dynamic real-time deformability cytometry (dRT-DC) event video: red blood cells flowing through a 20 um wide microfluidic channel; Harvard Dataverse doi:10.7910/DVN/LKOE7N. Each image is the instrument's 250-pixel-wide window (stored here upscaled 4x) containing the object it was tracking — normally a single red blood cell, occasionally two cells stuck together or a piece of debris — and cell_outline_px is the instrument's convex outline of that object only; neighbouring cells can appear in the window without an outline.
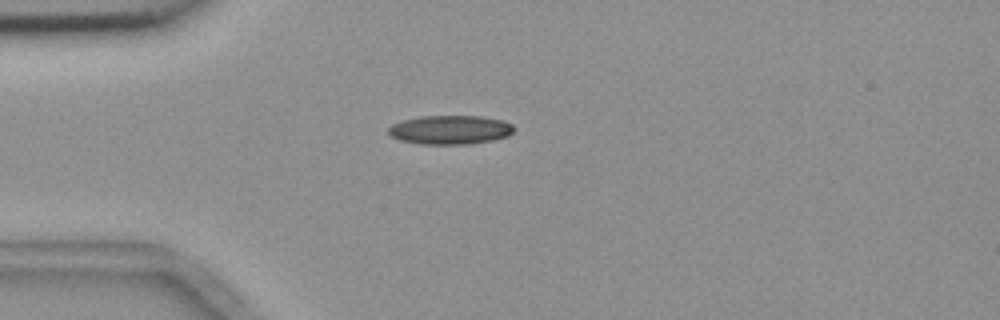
{"species": "common noctule bat (a hibernating species)", "species_latin": "Nyctalus noctula", "temperature_condition": "room temperature", "stored_images_in_passage": 42, "camera_frame_rate_fps": 3000, "um_per_image_px": 0.085, "animal": {"sex": "female", "body_mass_g": 18.4}, "frame": {"image": 1, "passage_image": 1, "time_ms": 0.0, "image_size_px": [1000, 320], "cell_outline_px": [[512, 132], [508, 136], [492, 140], [468, 144], [420, 144], [400, 140], [392, 136], [388, 132], [388, 128], [392, 124], [404, 120], [420, 116], [480, 116], [504, 120], [512, 124]], "centroid_in_image_um": [38.26, 11.03], "position_along_channel_um": 46.7, "area_um2": 21.1}}
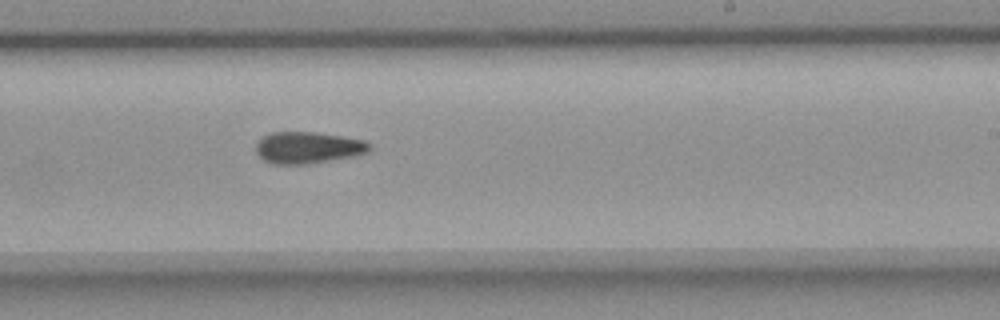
{"frame": {"image": 2, "passage_image": 20, "time_ms": 6.333, "image_size_px": [1000, 320], "cell_outline_px": [[372, 148], [368, 152], [352, 156], [308, 164], [272, 164], [264, 160], [256, 152], [256, 144], [264, 136], [272, 132], [312, 132], [340, 136], [364, 140], [372, 144]], "centroid_in_image_um": [26.18, 12.55], "position_along_channel_um": 262.8, "area_um2": 20.81}}
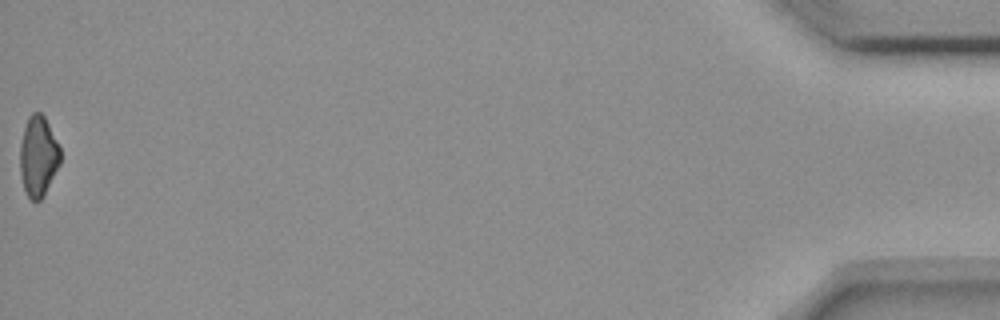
{"frame": {"image": 3, "passage_image": 42, "time_ms": 13.667, "image_size_px": [1000, 320], "cell_outline_px": [[60, 164], [40, 200], [36, 204], [28, 196], [24, 188], [20, 176], [20, 144], [24, 128], [28, 116], [32, 112], [40, 112], [44, 116], [60, 148]], "centroid_in_image_um": [3.23, 13.28], "position_along_channel_um": 432.0, "area_um2": 18.73}, "authors_computed_cell_mechanics": {"area_um2": 20.7213, "velocity_mm_per_s": 3.666, "shape_relaxation_time_tau1_ms": 11.1839, "shape_relaxation_time_tau2_ms": 8.5961, "deformation_change_tau1": 0.2265, "deformation_change_tau2": 0.175}}